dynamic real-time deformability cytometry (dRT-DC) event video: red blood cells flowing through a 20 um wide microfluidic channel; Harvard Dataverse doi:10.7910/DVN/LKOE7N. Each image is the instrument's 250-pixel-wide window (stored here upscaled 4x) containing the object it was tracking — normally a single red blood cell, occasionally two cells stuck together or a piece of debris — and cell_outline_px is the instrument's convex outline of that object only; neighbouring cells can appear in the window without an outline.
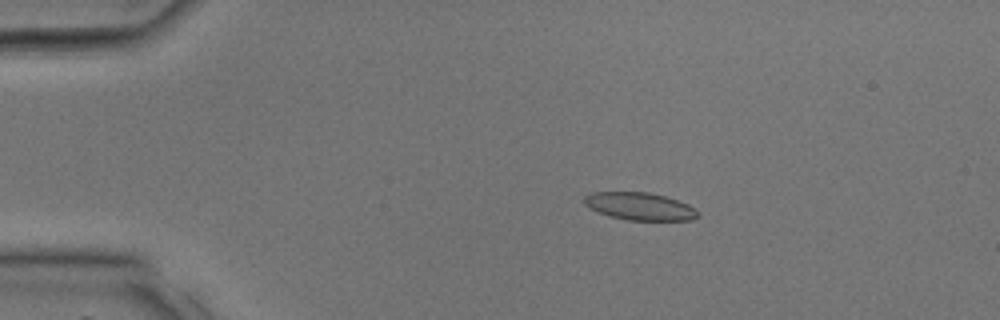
{"species": "common noctule bat (a hibernating species)", "species_latin": "Nyctalus noctula", "temperature_condition": "room temperature", "stored_images_in_passage": 35, "camera_frame_rate_fps": 3000, "um_per_image_px": 0.085, "animal": {"sex": "male", "body_mass_g": 17.9, "forearm_length_mm": 54.2}, "frame": {"image": 1, "passage_image": 7, "time_ms": 2.0, "image_size_px": [1000, 320], "cell_outline_px": [[700, 216], [692, 220], [628, 220], [608, 216], [588, 208], [584, 204], [584, 196], [592, 192], [648, 192], [664, 196], [688, 204], [696, 208]], "centroid_in_image_um": [54.37, 17.54], "position_along_channel_um": 30.6, "area_um2": 18.38}}
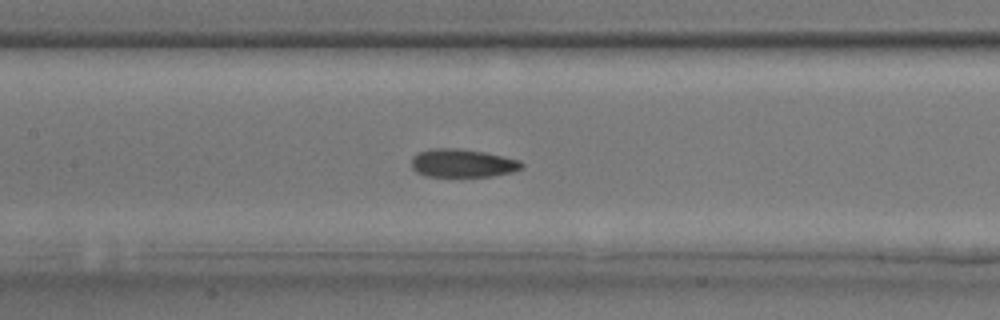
{"frame": {"image": 2, "passage_image": 17, "time_ms": 5.333, "image_size_px": [1000, 320], "cell_outline_px": [[524, 168], [512, 172], [492, 176], [424, 176], [416, 172], [412, 168], [412, 156], [416, 152], [432, 148], [460, 148], [484, 152], [520, 160], [524, 164]], "centroid_in_image_um": [39.3, 13.86], "position_along_channel_um": 168.1, "area_um2": 18.32}}
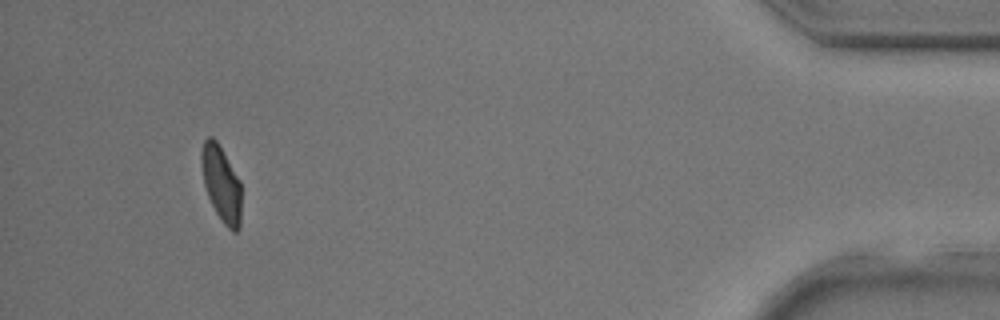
{"frame": {"image": 3, "passage_image": 33, "time_ms": 10.667, "image_size_px": [1000, 320], "cell_outline_px": [[240, 228], [236, 232], [232, 232], [224, 224], [216, 212], [208, 196], [204, 184], [200, 164], [200, 152], [204, 140], [208, 136], [212, 136], [216, 140], [240, 180]], "centroid_in_image_um": [18.79, 15.6], "position_along_channel_um": 416.4, "area_um2": 17.57}}